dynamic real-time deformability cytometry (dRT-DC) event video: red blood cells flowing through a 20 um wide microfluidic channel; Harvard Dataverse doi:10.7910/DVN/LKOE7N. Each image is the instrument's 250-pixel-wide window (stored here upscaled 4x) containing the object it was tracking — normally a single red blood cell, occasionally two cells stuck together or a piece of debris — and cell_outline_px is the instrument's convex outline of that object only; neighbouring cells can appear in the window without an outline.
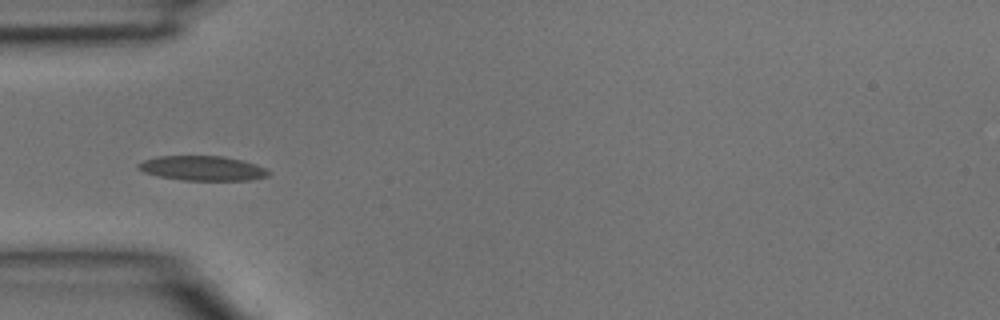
{"species": "common noctule bat (a hibernating species)", "species_latin": "Nyctalus noctula", "temperature_condition": "room temperature", "stored_images_in_passage": 6, "camera_frame_rate_fps": 3000, "um_per_image_px": 0.085, "animal": {"sex": "male", "body_mass_g": 15.6}, "frame": {"image": 1, "passage_image": 4, "time_ms": 1.0, "image_size_px": [1000, 320], "cell_outline_px": [[268, 176], [252, 180], [184, 180], [156, 176], [144, 172], [136, 168], [136, 164], [144, 160], [156, 156], [224, 156], [256, 164], [264, 168], [268, 172]], "centroid_in_image_um": [17.15, 14.3], "position_along_channel_um": 67.9, "area_um2": 18.73}}